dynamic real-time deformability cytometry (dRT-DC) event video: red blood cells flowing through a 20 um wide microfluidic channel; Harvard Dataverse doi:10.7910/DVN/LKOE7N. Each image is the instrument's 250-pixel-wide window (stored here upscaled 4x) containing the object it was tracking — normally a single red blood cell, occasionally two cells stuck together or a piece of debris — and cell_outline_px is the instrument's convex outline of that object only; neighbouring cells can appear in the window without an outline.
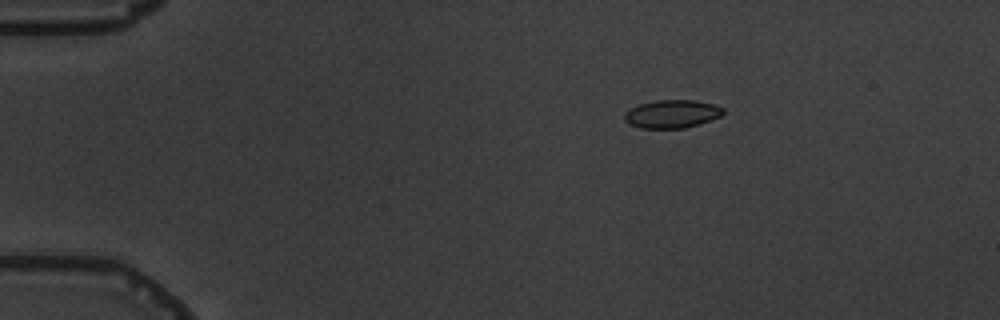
{"species": "common noctule bat (a hibernating species)", "species_latin": "Nyctalus noctula", "temperature_condition": "warm", "stored_images_in_passage": 5, "camera_frame_rate_fps": 3000, "um_per_image_px": 0.085, "animal": {"sex": "male", "body_mass_g": 19.5, "forearm_length_mm": 54.6}, "frame": {"image": 1, "passage_image": 1, "time_ms": 0.0, "image_size_px": [1000, 320], "cell_outline_px": [[724, 112], [720, 116], [684, 128], [640, 128], [628, 124], [624, 120], [624, 112], [640, 104], [656, 100], [692, 100], [716, 104], [724, 108]], "centroid_in_image_um": [57.09, 9.68], "position_along_channel_um": 27.9, "area_um2": 16.07}}
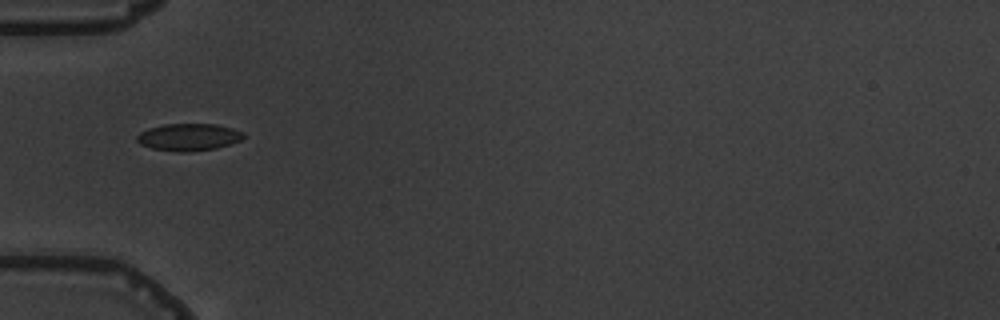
{"frame": {"image": 2, "passage_image": 3, "time_ms": 3.0, "image_size_px": [1000, 320], "cell_outline_px": [[244, 136], [240, 140], [216, 148], [188, 152], [176, 152], [152, 148], [140, 144], [136, 140], [136, 136], [140, 132], [148, 128], [164, 124], [216, 124], [232, 128], [244, 132]], "centroid_in_image_um": [16.01, 11.65], "position_along_channel_um": 69.0, "area_um2": 16.88}}